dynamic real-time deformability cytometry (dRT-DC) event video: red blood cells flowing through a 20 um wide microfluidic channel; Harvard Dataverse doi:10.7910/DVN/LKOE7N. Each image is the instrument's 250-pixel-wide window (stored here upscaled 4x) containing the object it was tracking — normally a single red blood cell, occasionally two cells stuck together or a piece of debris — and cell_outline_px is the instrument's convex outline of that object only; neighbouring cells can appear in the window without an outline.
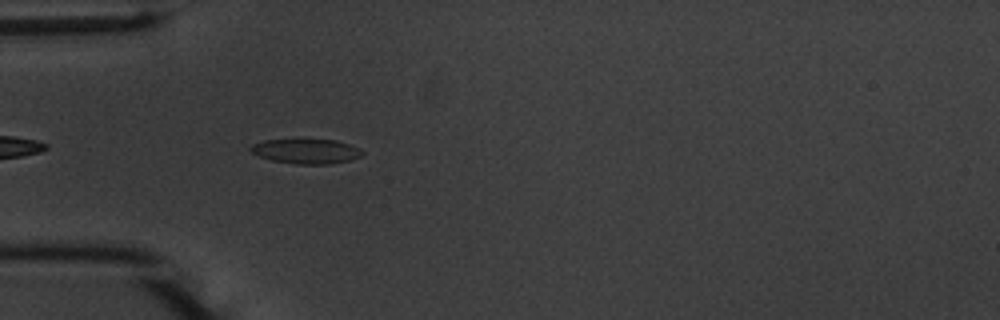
{"species": "common noctule bat (a hibernating species)", "species_latin": "Nyctalus noctula", "temperature_condition": "warm", "stored_images_in_passage": 7, "camera_frame_rate_fps": 3000, "um_per_image_px": 0.085, "animal": {"sex": "male", "body_mass_g": 20.1, "forearm_length_mm": 53.5}, "frame": {"image": 1, "passage_image": 4, "time_ms": 1.0, "image_size_px": [1000, 320], "cell_outline_px": [[364, 152], [360, 156], [352, 160], [328, 164], [296, 164], [272, 160], [260, 156], [252, 152], [248, 148], [252, 144], [264, 140], [336, 140], [360, 148]], "centroid_in_image_um": [26.04, 12.86], "position_along_channel_um": 59.0, "area_um2": 15.95}}